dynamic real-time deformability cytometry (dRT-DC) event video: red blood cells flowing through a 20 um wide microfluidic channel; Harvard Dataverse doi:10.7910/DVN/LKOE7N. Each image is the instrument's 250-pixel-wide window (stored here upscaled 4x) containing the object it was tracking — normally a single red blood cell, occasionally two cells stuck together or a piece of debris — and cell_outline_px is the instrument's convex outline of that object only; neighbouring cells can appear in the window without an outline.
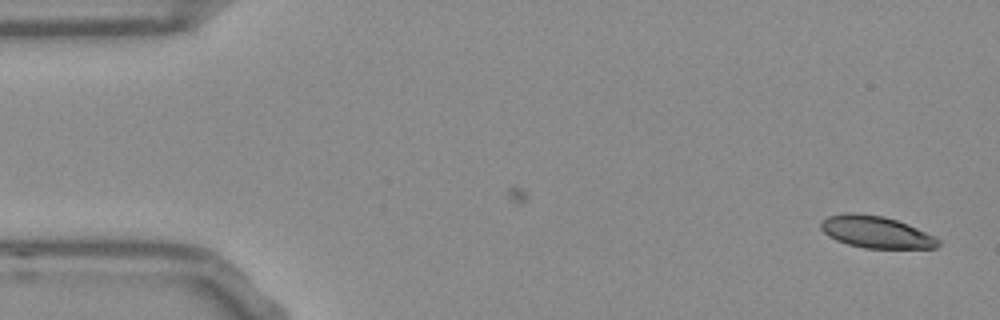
{"species": "Egyptian fruit bat (a non-hibernating species)", "species_latin": "Rousettus aegyptiacus", "temperature_condition": "room temperature", "stored_images_in_passage": 13, "camera_frame_rate_fps": 3000, "um_per_image_px": 0.085, "frame": {"image": 1, "passage_image": 1, "time_ms": 0.0, "image_size_px": [1000, 320], "cell_outline_px": [[940, 244], [936, 248], [864, 248], [848, 244], [836, 240], [828, 236], [820, 228], [820, 220], [828, 216], [844, 212], [856, 212], [884, 216], [896, 220], [936, 236], [940, 240]], "centroid_in_image_um": [74.43, 19.71], "position_along_channel_um": 10.6, "area_um2": 22.02}}
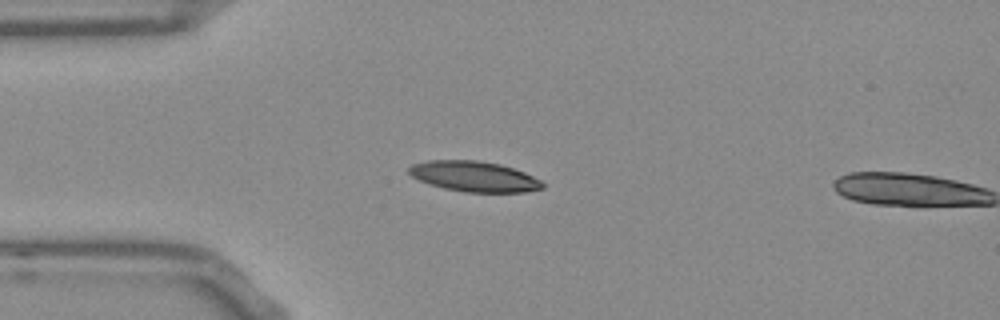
{"frame": {"image": 2, "passage_image": 12, "time_ms": 3.667, "image_size_px": [1000, 320], "cell_outline_px": [[544, 188], [528, 192], [464, 192], [444, 188], [428, 184], [412, 176], [408, 172], [408, 168], [412, 164], [428, 160], [476, 160], [500, 164], [524, 172], [540, 180], [544, 184]], "centroid_in_image_um": [40.3, 15.0], "position_along_channel_um": 44.7, "area_um2": 23.7}}